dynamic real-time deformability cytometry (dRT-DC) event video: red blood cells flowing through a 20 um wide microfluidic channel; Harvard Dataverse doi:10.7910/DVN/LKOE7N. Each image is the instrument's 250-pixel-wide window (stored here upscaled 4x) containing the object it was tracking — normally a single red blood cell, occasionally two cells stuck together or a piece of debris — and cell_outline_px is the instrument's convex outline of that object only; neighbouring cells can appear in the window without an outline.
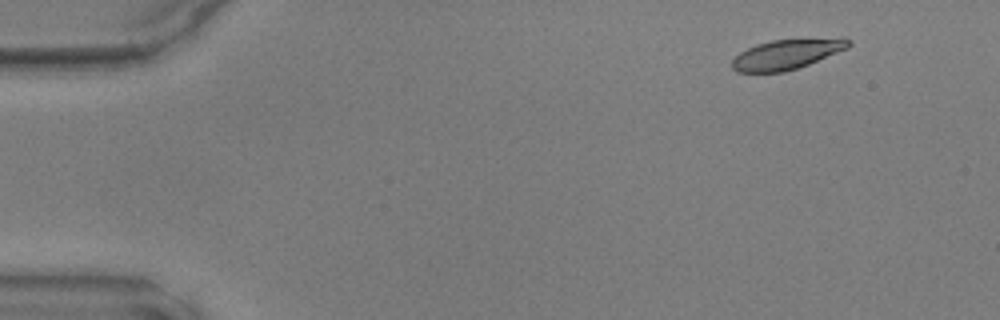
{"species": "common noctule bat (a hibernating species)", "species_latin": "Nyctalus noctula", "temperature_condition": "warm", "stored_images_in_passage": 37, "camera_frame_rate_fps": 3000, "um_per_image_px": 0.085, "animal": {"sex": "male", "body_mass_g": 17.9, "forearm_length_mm": 54.2}, "frame": {"image": 1, "passage_image": 2, "time_ms": 0.333, "image_size_px": [1000, 320], "cell_outline_px": [[852, 44], [848, 48], [808, 64], [784, 72], [736, 72], [732, 68], [732, 60], [740, 52], [756, 44], [772, 40], [844, 36], [852, 40]], "centroid_in_image_um": [66.95, 4.58], "position_along_channel_um": 18.1, "area_um2": 20.69}}
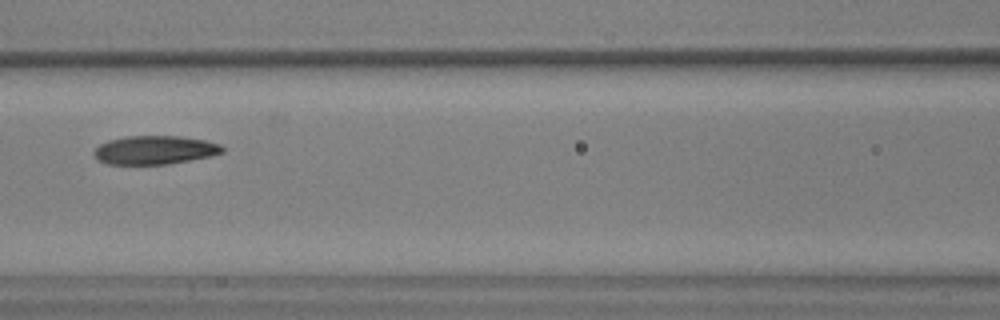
{"frame": {"image": 2, "passage_image": 19, "time_ms": 6.0, "image_size_px": [1000, 320], "cell_outline_px": [[224, 152], [212, 156], [168, 164], [108, 164], [100, 160], [96, 156], [96, 148], [100, 144], [108, 140], [124, 136], [180, 136], [204, 140], [220, 144], [224, 148]], "centroid_in_image_um": [13.2, 12.74], "position_along_channel_um": 153.4, "area_um2": 21.27}}
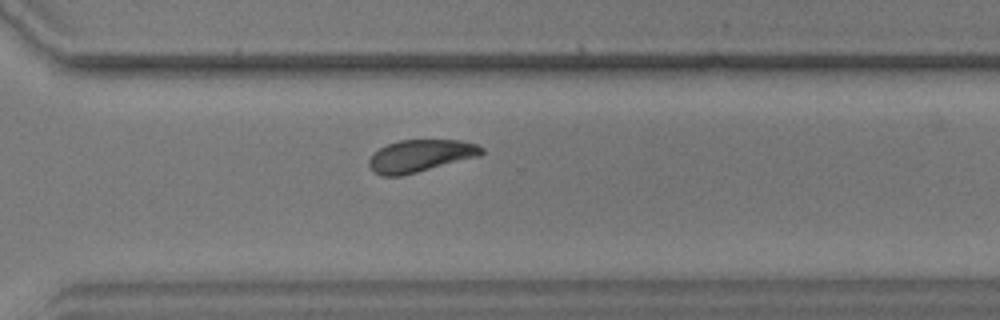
{"frame": {"image": 3, "passage_image": 32, "time_ms": 10.333, "image_size_px": [1000, 320], "cell_outline_px": [[484, 152], [480, 156], [400, 176], [380, 176], [372, 172], [368, 164], [368, 160], [380, 148], [388, 144], [400, 140], [460, 140], [476, 144], [484, 148]], "centroid_in_image_um": [35.73, 13.25], "position_along_channel_um": 334.9, "area_um2": 21.1}}